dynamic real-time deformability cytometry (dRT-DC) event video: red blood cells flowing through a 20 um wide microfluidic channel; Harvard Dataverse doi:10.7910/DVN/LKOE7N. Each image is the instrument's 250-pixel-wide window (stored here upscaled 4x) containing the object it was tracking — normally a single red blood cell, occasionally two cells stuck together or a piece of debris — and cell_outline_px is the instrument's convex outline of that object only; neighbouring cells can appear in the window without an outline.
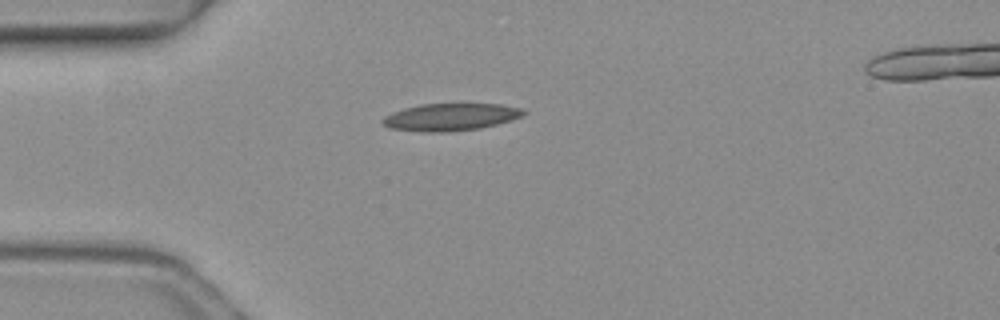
{"species": "common noctule bat (a hibernating species)", "species_latin": "Nyctalus noctula", "temperature_condition": "warm", "stored_images_in_passage": 2, "camera_frame_rate_fps": 3000, "um_per_image_px": 0.085, "animal": {"sex": "female", "body_mass_g": 19.3, "forearm_length_mm": 54.1}, "frame": {"image": 1, "passage_image": 1, "time_ms": 0.0, "image_size_px": [1000, 320], "cell_outline_px": [[528, 112], [512, 120], [480, 128], [448, 132], [424, 132], [388, 128], [380, 124], [380, 120], [384, 116], [392, 112], [404, 108], [420, 104], [500, 104], [524, 108]], "centroid_in_image_um": [38.26, 9.95], "position_along_channel_um": 46.7, "area_um2": 22.66}}